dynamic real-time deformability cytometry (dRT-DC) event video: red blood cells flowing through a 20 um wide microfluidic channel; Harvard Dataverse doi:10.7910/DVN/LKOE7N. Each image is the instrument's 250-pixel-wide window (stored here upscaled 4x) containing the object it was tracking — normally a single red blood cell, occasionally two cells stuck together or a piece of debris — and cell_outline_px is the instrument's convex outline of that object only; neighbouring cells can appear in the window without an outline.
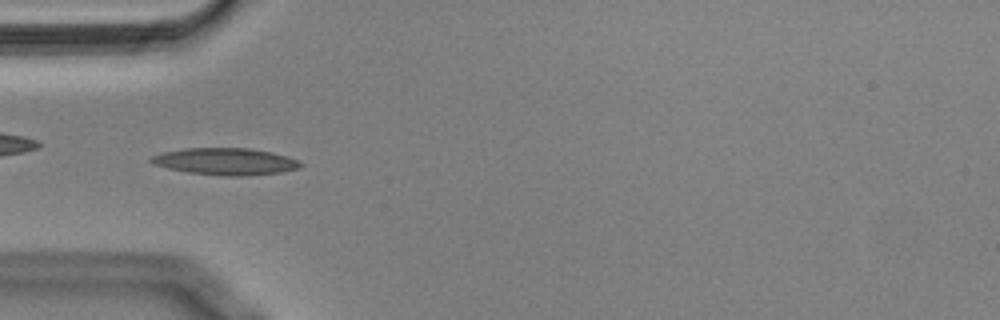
{"species": "Egyptian fruit bat (a non-hibernating species)", "species_latin": "Rousettus aegyptiacus", "temperature_condition": "cold", "stored_images_in_passage": 28, "camera_frame_rate_fps": 3000, "um_per_image_px": 0.085, "animal": {"sex": "male"}, "frame": {"image": 1, "passage_image": 5, "time_ms": 1.333, "image_size_px": [1000, 320], "cell_outline_px": [[304, 164], [300, 168], [280, 172], [248, 176], [224, 176], [188, 172], [168, 168], [156, 164], [148, 160], [152, 156], [160, 152], [184, 148], [248, 148], [272, 152], [288, 156]], "centroid_in_image_um": [19.18, 13.72], "position_along_channel_um": 65.8, "area_um2": 23.47}}